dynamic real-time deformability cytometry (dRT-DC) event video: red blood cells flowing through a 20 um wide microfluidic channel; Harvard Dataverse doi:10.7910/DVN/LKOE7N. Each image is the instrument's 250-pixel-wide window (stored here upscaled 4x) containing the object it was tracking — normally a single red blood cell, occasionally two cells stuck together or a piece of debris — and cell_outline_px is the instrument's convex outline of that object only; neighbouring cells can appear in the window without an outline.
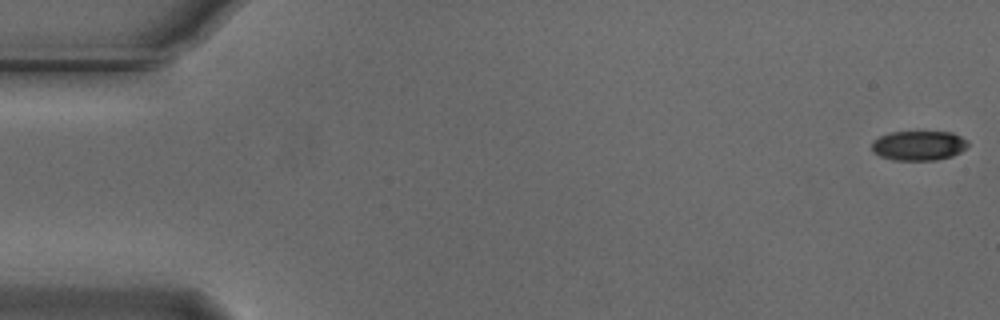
{"species": "Egyptian fruit bat (a non-hibernating species)", "species_latin": "Rousettus aegyptiacus", "temperature_condition": "cold", "stored_images_in_passage": 55, "camera_frame_rate_fps": 3000, "um_per_image_px": 0.085, "animal": {"sex": "male"}, "frame": {"image": 1, "passage_image": 1, "time_ms": 0.0, "image_size_px": [1000, 320], "cell_outline_px": [[968, 144], [960, 152], [952, 156], [936, 160], [892, 160], [880, 156], [872, 152], [872, 140], [880, 136], [892, 132], [952, 132], [968, 140]], "centroid_in_image_um": [78.07, 12.37], "position_along_channel_um": 6.9, "area_um2": 16.65}}
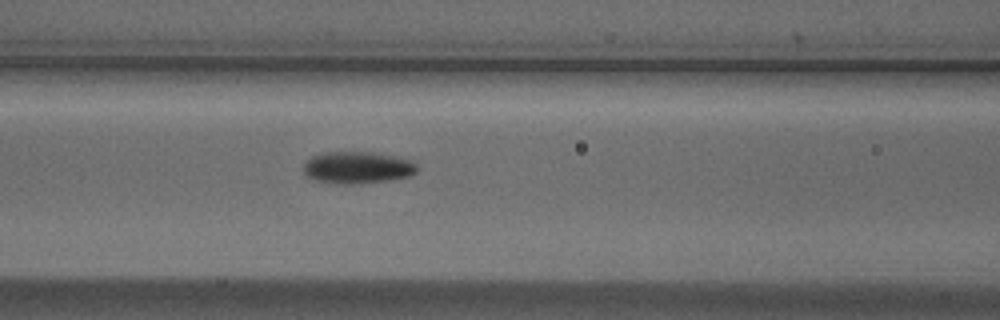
{"frame": {"image": 2, "passage_image": 23, "time_ms": 7.333, "image_size_px": [1000, 320], "cell_outline_px": [[420, 168], [412, 176], [388, 180], [352, 184], [340, 184], [316, 180], [304, 176], [304, 164], [312, 156], [320, 152], [380, 152], [416, 160]], "centroid_in_image_um": [30.47, 14.22], "position_along_channel_um": 136.1, "area_um2": 21.73}}
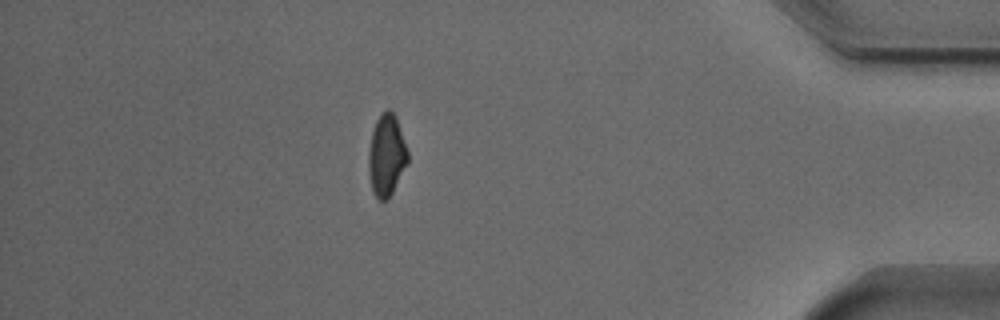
{"frame": {"image": 3, "passage_image": 48, "time_ms": 15.667, "image_size_px": [1000, 320], "cell_outline_px": [[408, 164], [388, 200], [380, 200], [372, 192], [368, 168], [368, 152], [372, 132], [376, 120], [388, 108], [396, 116], [408, 152]], "centroid_in_image_um": [32.86, 13.23], "position_along_channel_um": 402.3, "area_um2": 18.67}, "authors_computed_cell_mechanics": {"area_um2": 18.6694, "velocity_mm_per_s": 3.7488, "shape_relaxation_time_tau1_ms": 3.2981, "shape_relaxation_time_tau2_ms": null, "deformation_change_tau1": 0.1102, "deformation_change_tau2": null}}